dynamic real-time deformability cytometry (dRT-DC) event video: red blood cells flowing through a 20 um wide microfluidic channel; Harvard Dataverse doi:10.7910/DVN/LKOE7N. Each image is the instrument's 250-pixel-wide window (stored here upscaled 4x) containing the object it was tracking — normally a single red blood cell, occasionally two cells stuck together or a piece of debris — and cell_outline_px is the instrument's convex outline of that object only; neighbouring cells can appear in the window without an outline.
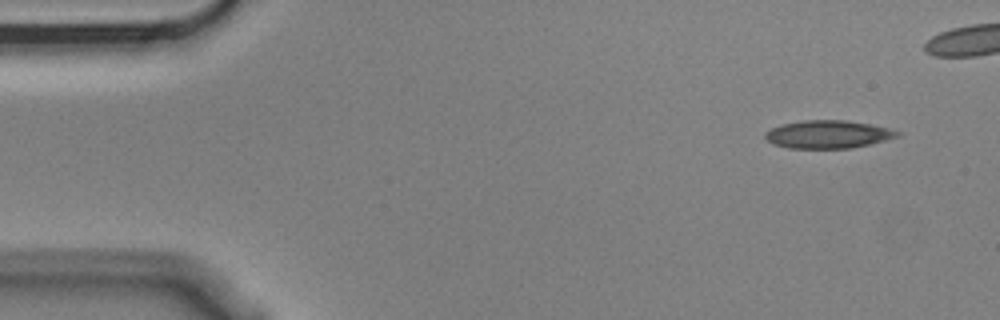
{"species": "Egyptian fruit bat (a non-hibernating species)", "species_latin": "Rousettus aegyptiacus", "temperature_condition": "cold", "stored_images_in_passage": 4, "camera_frame_rate_fps": 3000, "um_per_image_px": 0.085, "animal": {"sex": "male"}, "frame": {"image": 1, "passage_image": 1, "time_ms": 0.0, "image_size_px": [1000, 320], "cell_outline_px": [[900, 136], [868, 144], [848, 148], [788, 148], [772, 144], [764, 136], [764, 132], [780, 124], [804, 120], [844, 120], [872, 124], [888, 128], [900, 132]], "centroid_in_image_um": [70.34, 11.41], "position_along_channel_um": 14.7, "area_um2": 21.44}}